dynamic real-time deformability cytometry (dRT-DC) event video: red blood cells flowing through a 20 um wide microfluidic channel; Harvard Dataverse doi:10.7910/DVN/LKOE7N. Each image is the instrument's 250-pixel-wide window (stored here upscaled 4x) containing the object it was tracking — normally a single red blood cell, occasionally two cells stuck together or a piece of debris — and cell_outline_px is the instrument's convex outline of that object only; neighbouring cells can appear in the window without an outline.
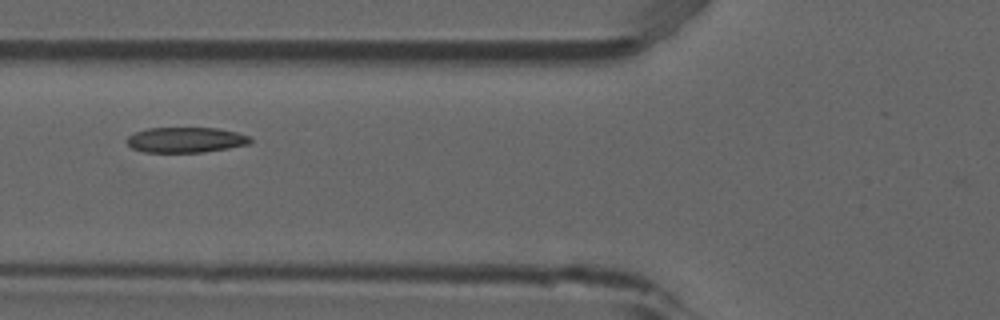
{"species": "common noctule bat (a hibernating species)", "species_latin": "Nyctalus noctula", "temperature_condition": "room temperature", "stored_images_in_passage": 9, "camera_frame_rate_fps": 3000, "um_per_image_px": 0.085, "animal": {"sex": "male", "forearm_length_mm": 52.5}, "frame": {"image": 1, "passage_image": 6, "time_ms": 1.667, "image_size_px": [1000, 320], "cell_outline_px": [[252, 140], [248, 144], [228, 148], [204, 152], [144, 152], [132, 148], [124, 140], [128, 136], [136, 132], [148, 128], [220, 128], [252, 136]], "centroid_in_image_um": [15.8, 11.88], "position_along_channel_um": 110.0, "area_um2": 18.32}}
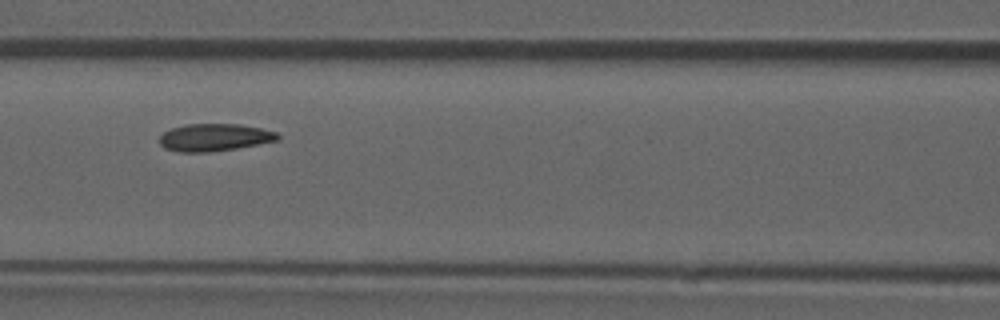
{"frame": {"image": 2, "passage_image": 7, "time_ms": 2.0, "image_size_px": [1000, 320], "cell_outline_px": [[280, 136], [276, 140], [236, 148], [208, 152], [180, 152], [164, 148], [160, 144], [160, 136], [164, 132], [172, 128], [188, 124], [240, 124], [260, 128], [276, 132]], "centroid_in_image_um": [18.19, 11.68], "position_along_channel_um": 148.4, "area_um2": 18.61}}